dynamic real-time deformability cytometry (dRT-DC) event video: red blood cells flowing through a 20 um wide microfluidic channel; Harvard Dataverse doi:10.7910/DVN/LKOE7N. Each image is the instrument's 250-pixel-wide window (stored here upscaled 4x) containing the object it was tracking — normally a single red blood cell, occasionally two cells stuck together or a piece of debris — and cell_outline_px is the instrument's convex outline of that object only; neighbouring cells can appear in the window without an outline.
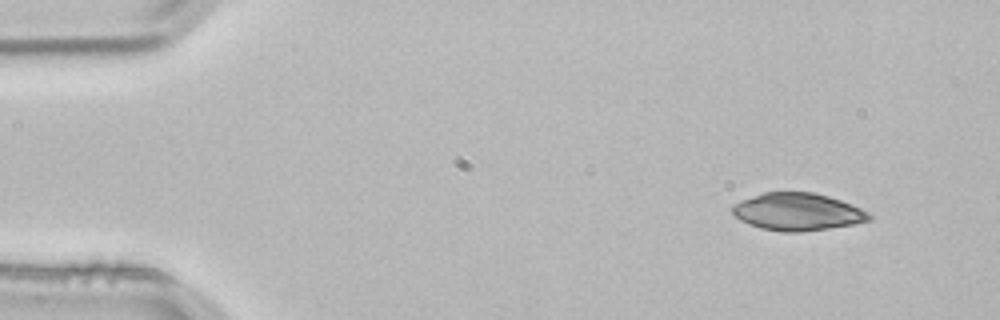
{"species": "common noctule bat (a hibernating species)", "species_latin": "Nyctalus noctula", "temperature_condition": "room temperature", "stored_images_in_passage": 3, "camera_frame_rate_fps": 3000, "um_per_image_px": 0.085, "animal": {"sex": "male", "body_mass_g": 21.5, "forearm_length_mm": 52.0}, "frame": {"image": 1, "passage_image": 1, "time_ms": 0.0, "image_size_px": [1000, 320], "cell_outline_px": [[872, 220], [856, 224], [800, 232], [784, 232], [760, 228], [748, 224], [740, 220], [732, 212], [732, 204], [740, 200], [764, 192], [812, 192], [828, 196], [840, 200], [860, 208], [868, 212], [872, 216]], "centroid_in_image_um": [67.78, 18.0], "position_along_channel_um": 17.2, "area_um2": 29.88}}